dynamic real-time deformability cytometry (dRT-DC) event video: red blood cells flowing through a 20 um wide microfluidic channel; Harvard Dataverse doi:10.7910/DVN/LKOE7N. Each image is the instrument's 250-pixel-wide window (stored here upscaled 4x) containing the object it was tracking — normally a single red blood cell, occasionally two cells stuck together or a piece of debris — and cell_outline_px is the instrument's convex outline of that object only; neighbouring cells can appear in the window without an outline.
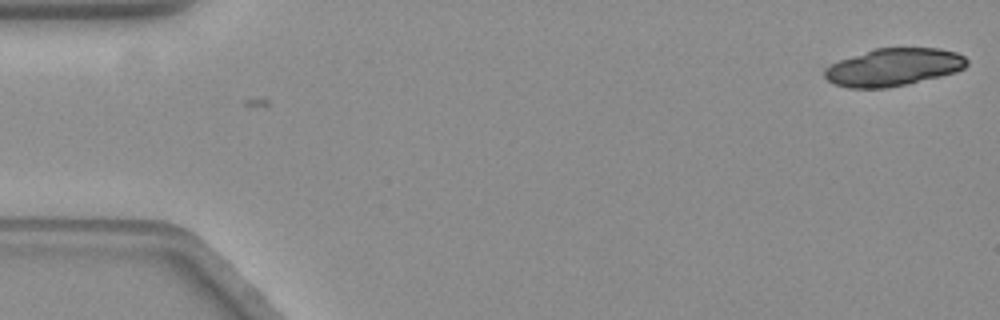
{"species": "common noctule bat (a hibernating species)", "species_latin": "Nyctalus noctula", "temperature_condition": "warm", "stored_images_in_passage": 3, "camera_frame_rate_fps": 3000, "um_per_image_px": 0.085, "animal": {"sex": "female", "body_mass_g": 19.3, "forearm_length_mm": 54.1}, "frame": {"image": 1, "passage_image": 1, "time_ms": 0.0, "image_size_px": [1000, 320], "cell_outline_px": [[968, 64], [964, 68], [956, 72], [908, 84], [888, 88], [848, 88], [832, 84], [824, 76], [824, 68], [840, 60], [876, 48], [940, 48], [956, 52], [964, 56], [968, 60]], "centroid_in_image_um": [75.95, 5.72], "position_along_channel_um": 9.0, "area_um2": 31.21}}